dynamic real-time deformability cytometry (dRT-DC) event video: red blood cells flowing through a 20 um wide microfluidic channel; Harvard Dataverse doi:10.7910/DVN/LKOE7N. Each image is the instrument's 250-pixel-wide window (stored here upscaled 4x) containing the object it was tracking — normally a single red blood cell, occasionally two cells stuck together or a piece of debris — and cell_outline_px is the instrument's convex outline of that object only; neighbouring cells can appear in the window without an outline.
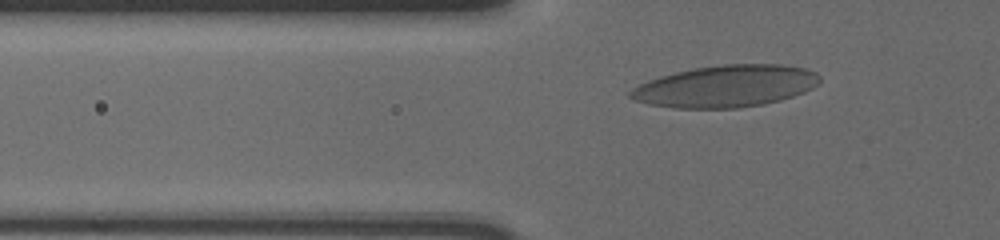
{"species": "human", "species_latin": "Homo sapiens", "temperature_condition": "cold", "stored_images_in_passage": 35, "camera_frame_rate_fps": 3000, "um_per_image_px": 0.085, "donor": {"sex": "male"}, "frame": {"image": 1, "passage_image": 5, "time_ms": 1.333, "image_size_px": [1000, 240], "cell_outline_px": [[820, 80], [812, 88], [804, 92], [780, 100], [760, 104], [736, 108], [676, 108], [648, 104], [636, 100], [628, 96], [628, 92], [632, 88], [648, 80], [660, 76], [676, 72], [696, 68], [724, 64], [780, 64], [804, 68], [816, 72], [820, 76]], "centroid_in_image_um": [61.68, 7.32], "position_along_channel_um": 64.1, "area_um2": 45.95}}
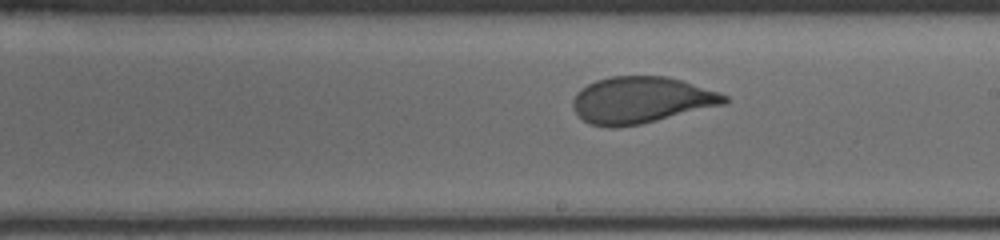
{"frame": {"image": 2, "passage_image": 20, "time_ms": 6.333, "image_size_px": [1000, 240], "cell_outline_px": [[728, 100], [724, 104], [640, 124], [616, 128], [608, 128], [588, 124], [572, 108], [572, 100], [576, 92], [580, 88], [596, 80], [612, 76], [668, 76], [720, 92], [728, 96]], "centroid_in_image_um": [54.46, 8.5], "position_along_channel_um": 234.5, "area_um2": 41.15}}
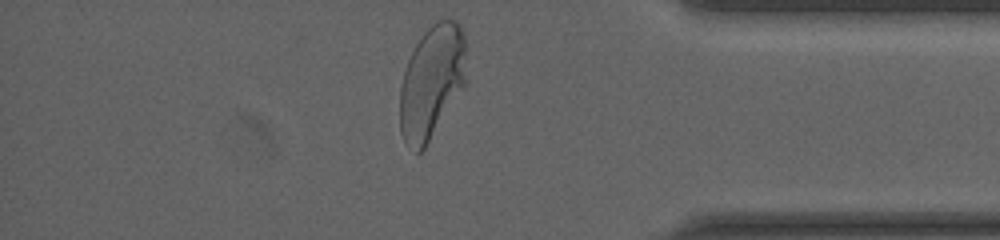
{"frame": {"image": 3, "passage_image": 35, "time_ms": 11.333, "image_size_px": [1000, 240], "cell_outline_px": [[464, 84], [424, 148], [420, 152], [416, 152], [404, 144], [400, 132], [400, 88], [404, 72], [408, 60], [416, 44], [424, 32], [436, 20], [456, 20], [460, 24], [464, 36]], "centroid_in_image_um": [36.65, 6.96], "position_along_channel_um": 398.6, "area_um2": 43.0}, "authors_computed_cell_mechanics": {"area_um2": 41.616, "velocity_mm_per_s": 3.6038, "shape_relaxation_time_tau1_ms": 4.818, "shape_relaxation_time_tau2_ms": null, "deformation_change_tau1": 0.1705, "deformation_change_tau2": null}}